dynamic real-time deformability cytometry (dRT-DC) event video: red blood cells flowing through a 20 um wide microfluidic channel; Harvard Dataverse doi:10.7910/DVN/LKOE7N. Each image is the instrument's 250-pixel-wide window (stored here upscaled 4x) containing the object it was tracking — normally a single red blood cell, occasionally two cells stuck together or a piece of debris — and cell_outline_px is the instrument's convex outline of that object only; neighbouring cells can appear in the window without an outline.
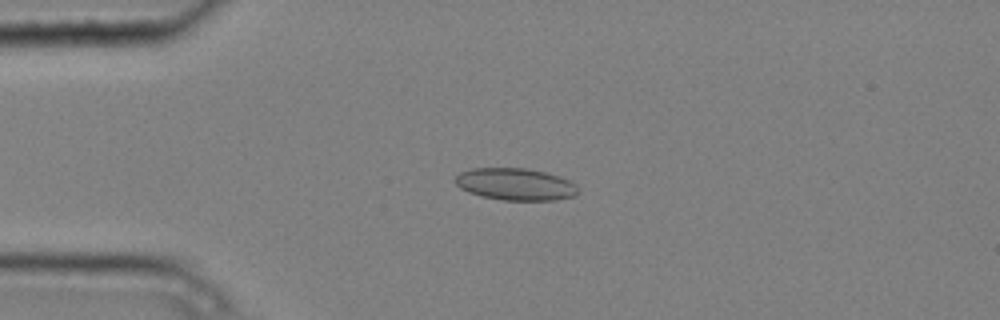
{"species": "common noctule bat (a hibernating species)", "species_latin": "Nyctalus noctula", "temperature_condition": "cold", "stored_images_in_passage": 5, "camera_frame_rate_fps": 3000, "um_per_image_px": 0.085, "animal": {"sex": "male", "body_mass_g": 20.4}, "frame": {"image": 1, "passage_image": 4, "time_ms": 1.0, "image_size_px": [1000, 320], "cell_outline_px": [[576, 196], [556, 200], [504, 200], [480, 196], [468, 192], [460, 188], [452, 180], [460, 172], [472, 168], [528, 168], [560, 176], [576, 184]], "centroid_in_image_um": [43.78, 15.66], "position_along_channel_um": 41.2, "area_um2": 23.06}}